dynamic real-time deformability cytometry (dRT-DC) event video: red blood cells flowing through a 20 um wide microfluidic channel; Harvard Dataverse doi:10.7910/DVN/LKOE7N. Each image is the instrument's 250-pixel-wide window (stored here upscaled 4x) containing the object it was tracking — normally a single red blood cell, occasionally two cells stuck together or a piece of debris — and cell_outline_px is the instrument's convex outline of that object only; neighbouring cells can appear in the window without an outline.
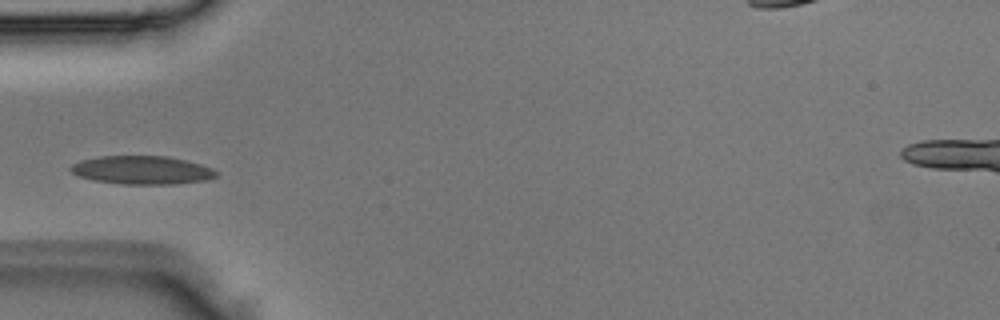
{"species": "Egyptian fruit bat (a non-hibernating species)", "species_latin": "Rousettus aegyptiacus", "temperature_condition": "room temperature", "stored_images_in_passage": 3, "camera_frame_rate_fps": 3000, "um_per_image_px": 0.085, "animal": {"sex": "male"}, "frame": {"image": 1, "passage_image": 3, "time_ms": 0.667, "image_size_px": [1000, 320], "cell_outline_px": [[216, 176], [208, 180], [176, 184], [124, 184], [92, 180], [80, 176], [72, 172], [68, 168], [72, 164], [80, 160], [100, 156], [168, 156], [200, 164], [212, 168], [216, 172]], "centroid_in_image_um": [12.06, 14.46], "position_along_channel_um": 72.9, "area_um2": 24.04}}